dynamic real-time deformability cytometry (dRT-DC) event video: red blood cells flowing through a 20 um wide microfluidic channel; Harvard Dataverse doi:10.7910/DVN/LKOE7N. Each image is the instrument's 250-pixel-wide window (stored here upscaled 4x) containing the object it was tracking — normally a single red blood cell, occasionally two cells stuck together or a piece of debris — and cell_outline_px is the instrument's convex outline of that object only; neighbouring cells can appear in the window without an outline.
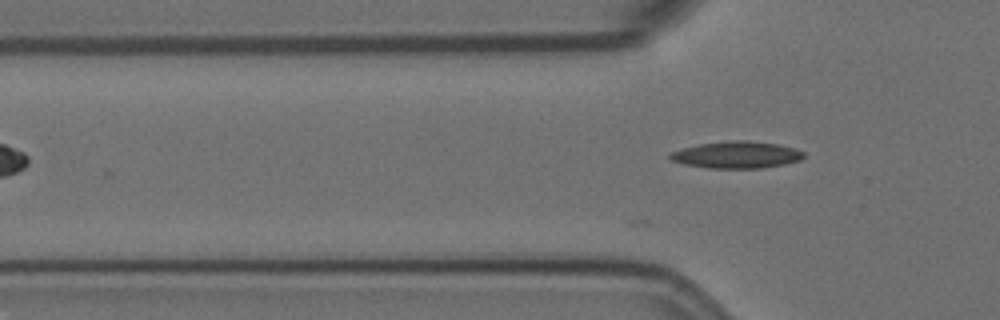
{"species": "Egyptian fruit bat (a non-hibernating species)", "species_latin": "Rousettus aegyptiacus", "temperature_condition": "room temperature", "stored_images_in_passage": 2, "camera_frame_rate_fps": 3000, "um_per_image_px": 0.085, "animal": {"sex": "female"}, "frame": {"image": 1, "passage_image": 2, "time_ms": 0.333, "image_size_px": [1000, 320], "cell_outline_px": [[804, 156], [800, 160], [784, 164], [760, 168], [708, 168], [684, 164], [672, 160], [668, 156], [672, 152], [680, 148], [700, 144], [732, 140], [748, 140], [780, 144], [796, 148], [804, 152]], "centroid_in_image_um": [62.63, 13.15], "position_along_channel_um": 63.2, "area_um2": 20.98}}